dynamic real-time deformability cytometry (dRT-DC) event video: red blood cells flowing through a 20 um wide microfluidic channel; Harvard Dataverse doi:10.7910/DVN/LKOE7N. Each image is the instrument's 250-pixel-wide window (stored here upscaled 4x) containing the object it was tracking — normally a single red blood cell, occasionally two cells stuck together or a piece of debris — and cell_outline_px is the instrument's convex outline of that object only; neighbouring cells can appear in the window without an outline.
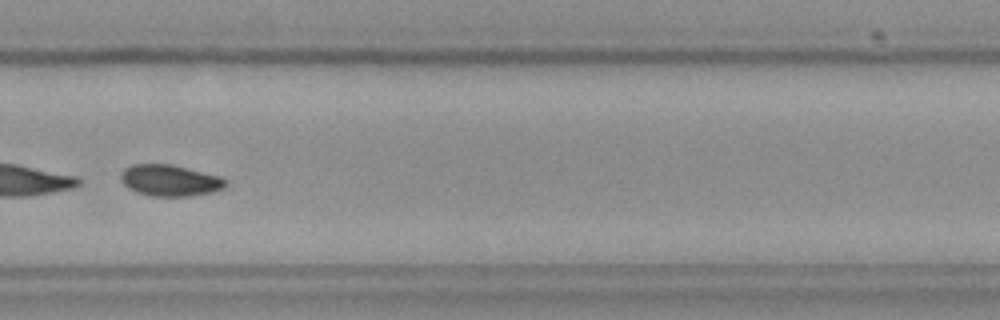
{"species": "Egyptian fruit bat (a non-hibernating species)", "species_latin": "Rousettus aegyptiacus", "temperature_condition": "cold", "stored_images_in_passage": 50, "segment_of_instrument_passage": [2, 2], "camera_frame_rate_fps": 3000, "um_per_image_px": 0.085, "frame": {"image": 1, "passage_image": 34, "time_ms": 11.0, "image_size_px": [1000, 320], "cell_outline_px": [[228, 184], [224, 188], [212, 192], [188, 196], [152, 196], [136, 192], [128, 188], [124, 184], [120, 176], [124, 168], [132, 164], [172, 164], [220, 176], [228, 180]], "centroid_in_image_um": [14.46, 15.33], "position_along_channel_um": 315.3, "area_um2": 19.25}}